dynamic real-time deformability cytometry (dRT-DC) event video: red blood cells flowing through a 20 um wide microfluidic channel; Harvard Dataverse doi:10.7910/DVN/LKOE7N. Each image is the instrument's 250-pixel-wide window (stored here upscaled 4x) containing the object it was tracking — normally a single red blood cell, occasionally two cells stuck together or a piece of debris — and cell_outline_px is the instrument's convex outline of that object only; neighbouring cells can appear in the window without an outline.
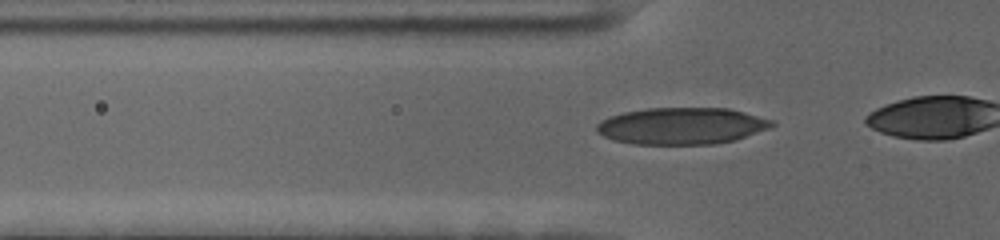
{"species": "human", "species_latin": "Homo sapiens", "temperature_condition": "cold", "stored_images_in_passage": 22, "camera_frame_rate_fps": 3000, "um_per_image_px": 0.085, "donor": {"sex": "female"}, "frame": {"image": 1, "passage_image": 16, "time_ms": 5.0, "image_size_px": [1000, 240], "cell_outline_px": [[776, 124], [768, 128], [736, 140], [716, 144], [632, 144], [612, 140], [596, 132], [596, 124], [600, 120], [608, 116], [624, 112], [648, 108], [728, 108], [776, 120]], "centroid_in_image_um": [57.93, 10.7], "position_along_channel_um": 67.9, "area_um2": 37.86}}
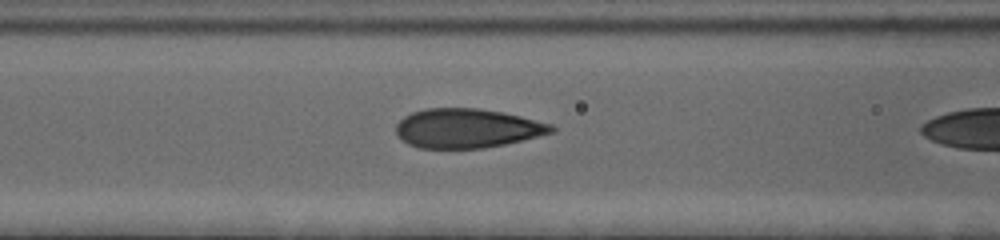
{"frame": {"image": 2, "passage_image": 21, "time_ms": 6.667, "image_size_px": [1000, 240], "cell_outline_px": [[556, 132], [504, 144], [484, 148], [420, 148], [408, 144], [396, 132], [396, 124], [404, 116], [412, 112], [424, 108], [476, 108], [500, 112], [520, 116], [552, 124], [556, 128]], "centroid_in_image_um": [39.71, 10.9], "position_along_channel_um": 126.9, "area_um2": 35.43}}